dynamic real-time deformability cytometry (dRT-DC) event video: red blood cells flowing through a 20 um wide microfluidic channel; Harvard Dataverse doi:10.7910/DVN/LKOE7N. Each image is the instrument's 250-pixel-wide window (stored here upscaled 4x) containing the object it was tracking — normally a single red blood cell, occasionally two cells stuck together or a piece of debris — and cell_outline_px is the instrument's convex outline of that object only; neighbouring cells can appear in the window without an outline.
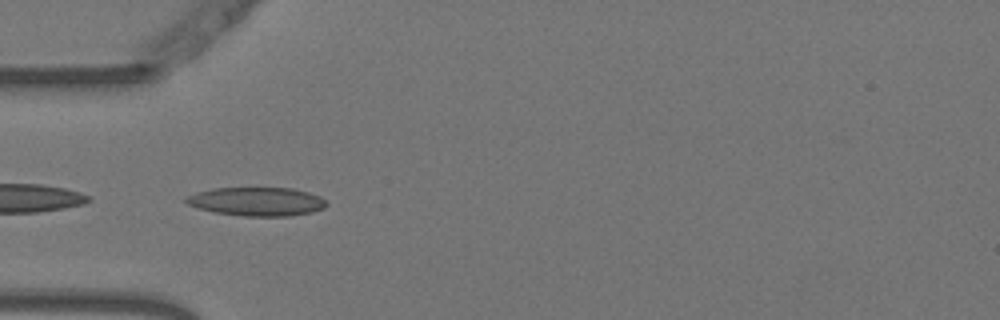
{"species": "Egyptian fruit bat (a non-hibernating species)", "species_latin": "Rousettus aegyptiacus", "temperature_condition": "warm", "stored_images_in_passage": 45, "camera_frame_rate_fps": 3000, "um_per_image_px": 0.085, "animal": {"sex": "female"}, "frame": {"image": 1, "passage_image": 17, "time_ms": 5.333, "image_size_px": [1000, 320], "cell_outline_px": [[328, 204], [324, 208], [312, 212], [288, 216], [244, 216], [212, 212], [188, 204], [184, 200], [184, 196], [196, 192], [212, 188], [292, 188], [308, 192], [320, 196]], "centroid_in_image_um": [21.81, 17.13], "position_along_channel_um": 63.2, "area_um2": 23.52}}
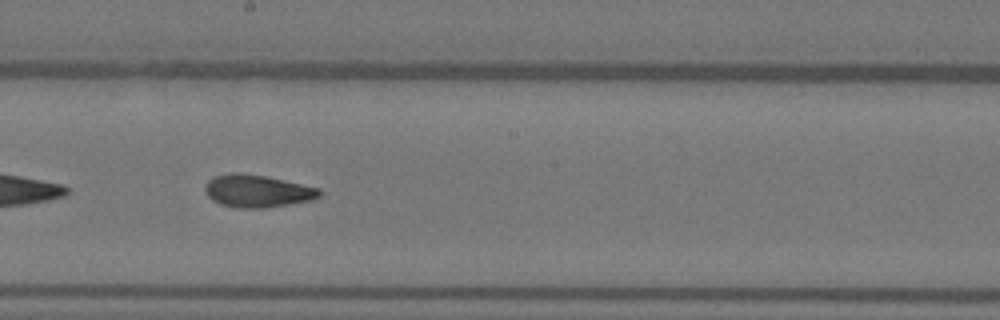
{"frame": {"image": 2, "passage_image": 30, "time_ms": 9.667, "image_size_px": [1000, 320], "cell_outline_px": [[320, 196], [312, 200], [264, 208], [236, 208], [220, 204], [212, 200], [208, 196], [204, 188], [204, 184], [208, 180], [216, 176], [232, 172], [240, 172], [264, 176], [320, 188]], "centroid_in_image_um": [21.83, 16.24], "position_along_channel_um": 226.4, "area_um2": 21.62}}
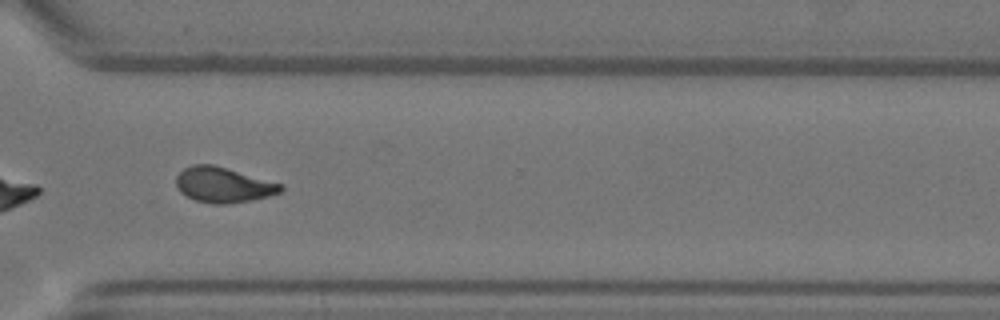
{"frame": {"image": 3, "passage_image": 40, "time_ms": 13.0, "image_size_px": [1000, 320], "cell_outline_px": [[284, 188], [280, 192], [268, 196], [252, 200], [224, 204], [212, 204], [196, 200], [180, 192], [176, 184], [176, 176], [184, 168], [192, 164], [212, 164], [284, 184]], "centroid_in_image_um": [18.98, 15.71], "position_along_channel_um": 351.6, "area_um2": 21.44}, "authors_computed_cell_mechanics": {"area_um2": 21.7906, "velocity_mm_per_s": 3.7783, "shape_relaxation_time_tau1_ms": 10.5722, "shape_relaxation_time_tau2_ms": 2.5315, "deformation_change_tau1": 0.2667, "deformation_change_tau2": 0.0769}}